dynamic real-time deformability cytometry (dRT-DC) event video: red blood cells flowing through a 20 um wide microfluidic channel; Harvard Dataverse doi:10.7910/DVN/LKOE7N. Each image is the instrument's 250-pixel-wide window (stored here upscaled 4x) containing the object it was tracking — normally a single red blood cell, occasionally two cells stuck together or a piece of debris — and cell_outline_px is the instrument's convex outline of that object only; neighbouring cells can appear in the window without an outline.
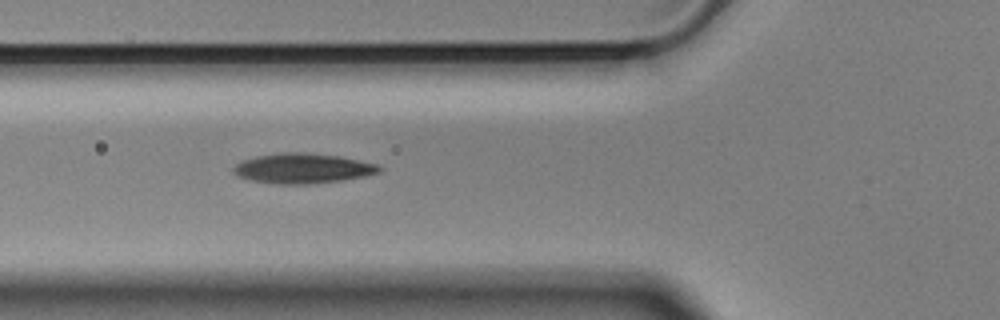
{"species": "Egyptian fruit bat (a non-hibernating species)", "species_latin": "Rousettus aegyptiacus", "temperature_condition": "cold", "stored_images_in_passage": 20, "camera_frame_rate_fps": 3000, "um_per_image_px": 0.085, "animal": {"sex": "male"}, "frame": {"image": 1, "passage_image": 9, "time_ms": 2.667, "image_size_px": [1000, 320], "cell_outline_px": [[384, 168], [380, 172], [364, 176], [340, 180], [308, 184], [280, 184], [248, 180], [236, 176], [232, 172], [232, 168], [236, 164], [244, 160], [256, 156], [284, 152], [304, 152], [340, 156], [376, 164]], "centroid_in_image_um": [25.7, 14.31], "position_along_channel_um": 100.1, "area_um2": 25.49}}
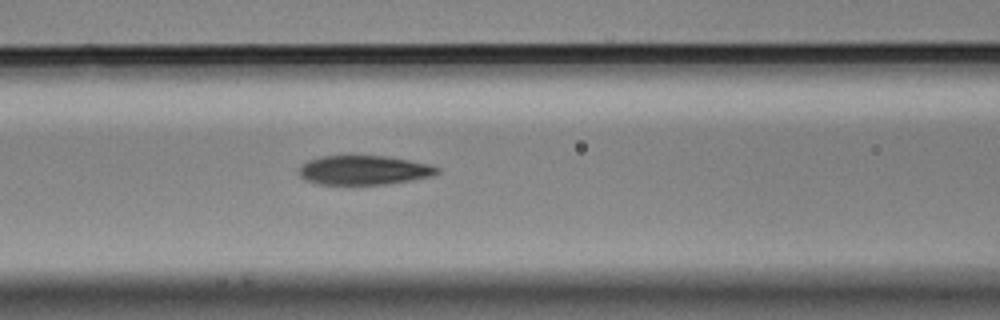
{"frame": {"image": 2, "passage_image": 12, "time_ms": 3.667, "image_size_px": [1000, 320], "cell_outline_px": [[440, 172], [432, 176], [412, 180], [388, 184], [320, 184], [308, 180], [300, 176], [300, 168], [308, 160], [320, 156], [384, 156], [408, 160], [428, 164], [440, 168]], "centroid_in_image_um": [30.97, 14.46], "position_along_channel_um": 135.6, "area_um2": 23.29}}